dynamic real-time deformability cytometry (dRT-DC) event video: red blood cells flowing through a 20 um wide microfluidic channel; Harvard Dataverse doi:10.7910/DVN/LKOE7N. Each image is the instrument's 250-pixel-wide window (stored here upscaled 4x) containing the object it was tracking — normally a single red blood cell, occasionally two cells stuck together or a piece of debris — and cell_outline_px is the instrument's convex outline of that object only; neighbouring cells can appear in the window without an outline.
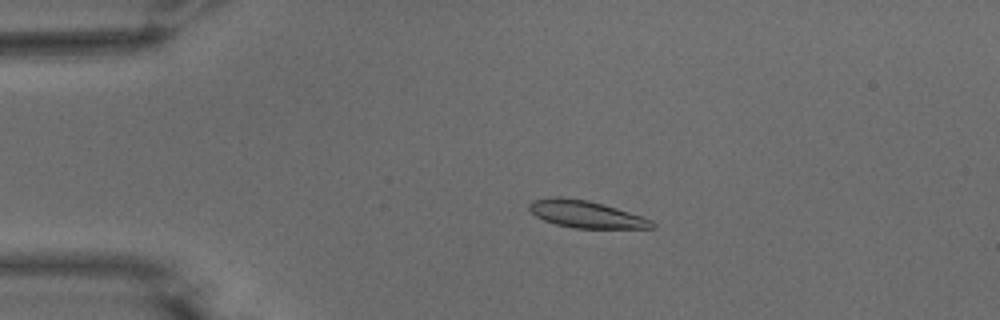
{"species": "common noctule bat (a hibernating species)", "species_latin": "Nyctalus noctula", "temperature_condition": "warm", "stored_images_in_passage": 54, "camera_frame_rate_fps": 3000, "um_per_image_px": 0.085, "animal": {"sex": "male", "body_mass_g": 15.6}, "frame": {"image": 1, "passage_image": 12, "time_ms": 3.667, "image_size_px": [1000, 320], "cell_outline_px": [[656, 228], [572, 228], [556, 224], [544, 220], [536, 216], [528, 208], [528, 204], [532, 200], [556, 196], [560, 196], [588, 200], [604, 204], [652, 220], [656, 224]], "centroid_in_image_um": [49.78, 18.2], "position_along_channel_um": 35.2, "area_um2": 19.42}}
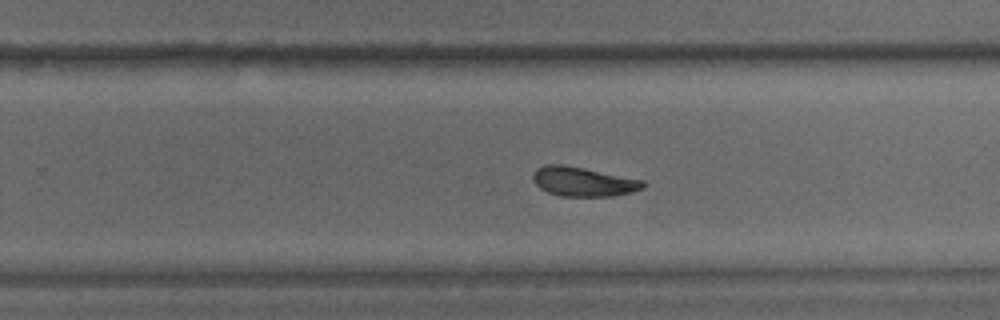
{"frame": {"image": 2, "passage_image": 35, "time_ms": 11.333, "image_size_px": [1000, 320], "cell_outline_px": [[644, 188], [632, 192], [612, 196], [560, 196], [548, 192], [540, 188], [532, 180], [532, 172], [536, 168], [544, 164], [564, 164], [644, 180]], "centroid_in_image_um": [49.53, 15.43], "position_along_channel_um": 280.3, "area_um2": 18.96}}
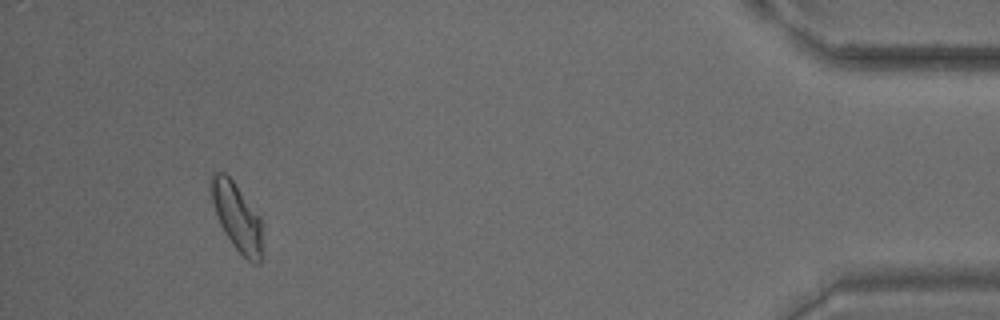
{"frame": {"image": 3, "passage_image": 51, "time_ms": 16.667, "image_size_px": [1000, 320], "cell_outline_px": [[264, 256], [260, 264], [256, 264], [248, 260], [232, 244], [224, 232], [220, 224], [212, 204], [208, 188], [208, 180], [212, 172], [224, 172], [232, 180], [260, 216]], "centroid_in_image_um": [20.12, 18.43], "position_along_channel_um": 415.1, "area_um2": 20.75}, "authors_computed_cell_mechanics": {"area_um2": 19.4208, "velocity_mm_per_s": 3.7331, "shape_relaxation_time_tau1_ms": 3.3664, "shape_relaxation_time_tau2_ms": 3.2732, "deformation_change_tau1": 0.1274, "deformation_change_tau2": 0.0876}}